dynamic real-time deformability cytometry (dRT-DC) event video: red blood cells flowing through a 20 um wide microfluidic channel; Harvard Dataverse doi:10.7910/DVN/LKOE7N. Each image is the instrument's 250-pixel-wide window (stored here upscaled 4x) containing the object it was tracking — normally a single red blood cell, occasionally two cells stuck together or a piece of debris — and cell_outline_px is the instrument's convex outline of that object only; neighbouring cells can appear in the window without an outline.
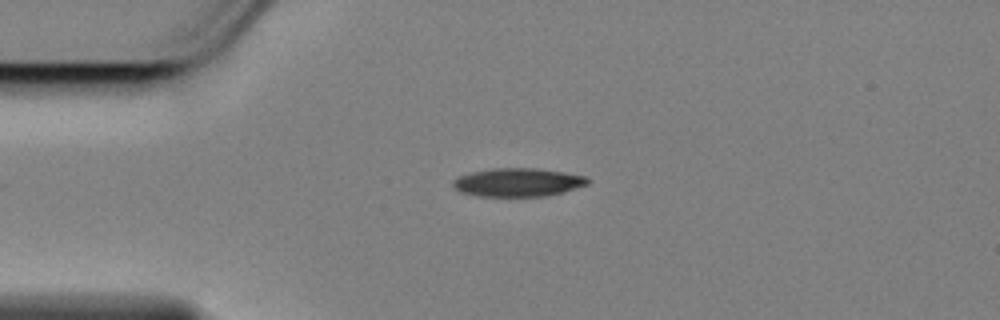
{"species": "Egyptian fruit bat (a non-hibernating species)", "species_latin": "Rousettus aegyptiacus", "temperature_condition": "cold", "stored_images_in_passage": 26, "camera_frame_rate_fps": 3000, "um_per_image_px": 0.085, "animal": {"sex": "female"}, "frame": {"image": 1, "passage_image": 12, "time_ms": 3.667, "image_size_px": [1000, 320], "cell_outline_px": [[592, 180], [588, 184], [564, 192], [544, 196], [480, 196], [460, 192], [452, 184], [452, 180], [460, 176], [472, 172], [492, 168], [536, 168], [564, 172], [584, 176]], "centroid_in_image_um": [44.04, 15.49], "position_along_channel_um": 41.0, "area_um2": 22.25}}
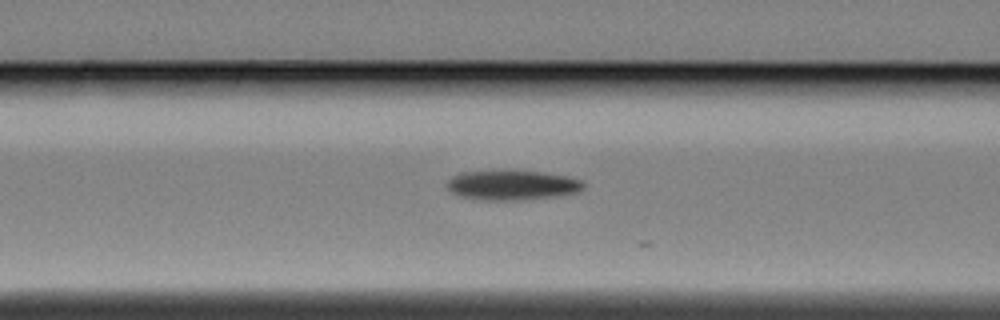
{"frame": {"image": 2, "passage_image": 21, "time_ms": 6.667, "image_size_px": [1000, 320], "cell_outline_px": [[584, 184], [576, 192], [552, 196], [520, 200], [484, 200], [460, 196], [452, 192], [448, 188], [448, 180], [452, 176], [460, 172], [540, 172], [568, 176], [580, 180]], "centroid_in_image_um": [43.49, 15.75], "position_along_channel_um": 123.1, "area_um2": 22.83}}
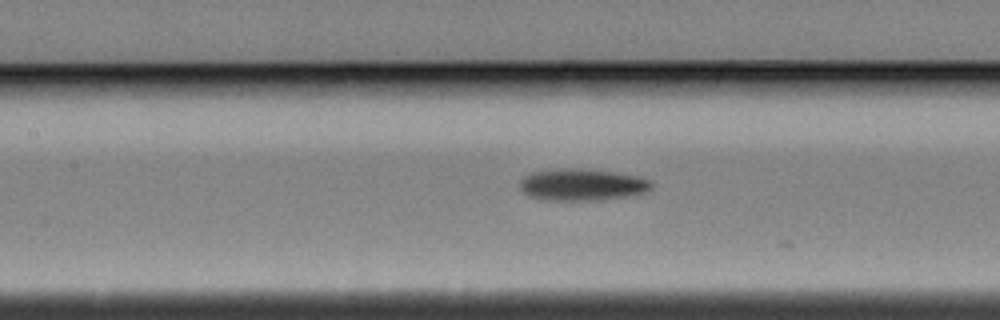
{"frame": {"image": 3, "passage_image": 24, "time_ms": 7.667, "image_size_px": [1000, 320], "cell_outline_px": [[652, 188], [644, 192], [624, 196], [600, 200], [540, 200], [528, 196], [520, 188], [520, 180], [524, 176], [532, 172], [564, 168], [580, 168], [612, 172], [636, 176], [648, 180], [652, 184]], "centroid_in_image_um": [49.41, 15.7], "position_along_channel_um": 158.0, "area_um2": 24.22}}